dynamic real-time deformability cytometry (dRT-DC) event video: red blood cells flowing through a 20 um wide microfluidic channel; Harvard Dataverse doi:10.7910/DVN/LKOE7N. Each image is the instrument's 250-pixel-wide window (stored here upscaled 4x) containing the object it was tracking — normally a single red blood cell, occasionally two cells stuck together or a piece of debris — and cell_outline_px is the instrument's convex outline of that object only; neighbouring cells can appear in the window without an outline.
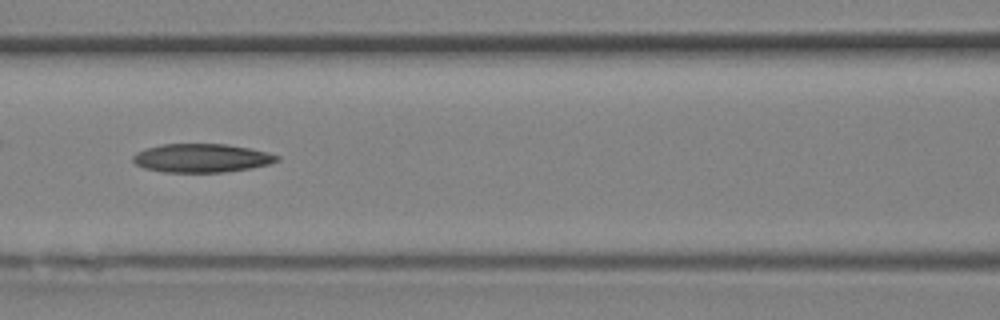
{"species": "Egyptian fruit bat (a non-hibernating species)", "species_latin": "Rousettus aegyptiacus", "temperature_condition": "room temperature", "stored_images_in_passage": 10, "camera_frame_rate_fps": 3000, "um_per_image_px": 0.085, "animal": {"sex": "female"}, "frame": {"image": 1, "passage_image": 5, "time_ms": 1.333, "image_size_px": [1000, 320], "cell_outline_px": [[280, 160], [268, 164], [248, 168], [224, 172], [164, 172], [144, 168], [136, 164], [132, 160], [132, 156], [136, 152], [160, 144], [224, 144], [248, 148], [268, 152], [280, 156]], "centroid_in_image_um": [17.12, 13.43], "position_along_channel_um": 149.5, "area_um2": 23.87}}
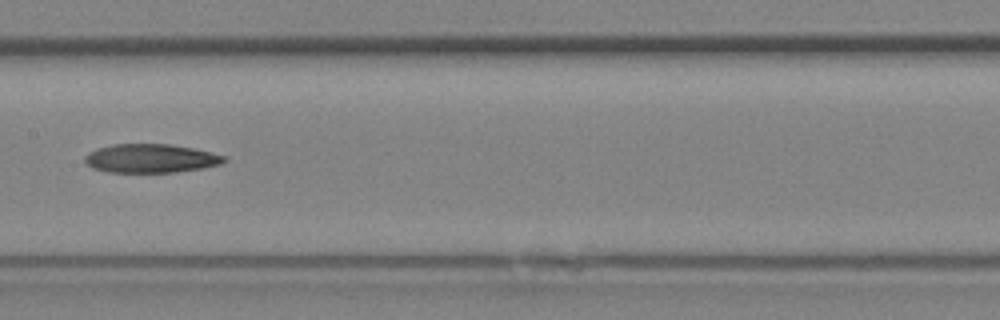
{"frame": {"image": 2, "passage_image": 7, "time_ms": 2.0, "image_size_px": [1000, 320], "cell_outline_px": [[228, 160], [220, 164], [200, 168], [176, 172], [108, 172], [92, 168], [84, 160], [84, 156], [88, 152], [96, 148], [112, 144], [172, 144], [212, 152], [228, 156]], "centroid_in_image_um": [12.81, 13.45], "position_along_channel_um": 194.6, "area_um2": 23.47}}